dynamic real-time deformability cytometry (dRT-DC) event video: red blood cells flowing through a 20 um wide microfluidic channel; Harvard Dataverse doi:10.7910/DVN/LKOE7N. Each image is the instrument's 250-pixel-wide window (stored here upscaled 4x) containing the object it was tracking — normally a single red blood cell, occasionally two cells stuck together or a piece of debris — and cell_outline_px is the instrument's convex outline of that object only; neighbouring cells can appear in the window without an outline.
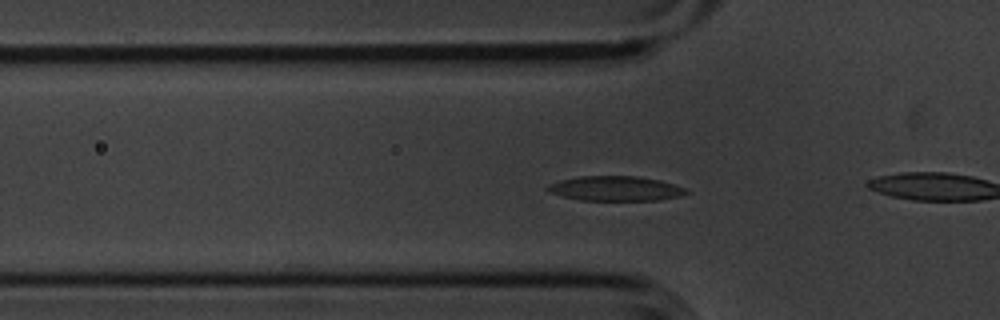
{"species": "common noctule bat (a hibernating species)", "species_latin": "Nyctalus noctula", "temperature_condition": "cold", "stored_images_in_passage": 55, "camera_frame_rate_fps": 3000, "um_per_image_px": 0.085, "animal": {"sex": "male", "body_mass_g": 20.1, "forearm_length_mm": 53.5}, "frame": {"image": 1, "passage_image": 16, "time_ms": 5.0, "image_size_px": [1000, 320], "cell_outline_px": [[688, 192], [680, 196], [656, 200], [580, 200], [564, 196], [552, 192], [544, 188], [548, 184], [560, 180], [580, 176], [640, 176], [660, 180], [684, 188]], "centroid_in_image_um": [52.3, 16.01], "position_along_channel_um": 73.5, "area_um2": 19.77}}
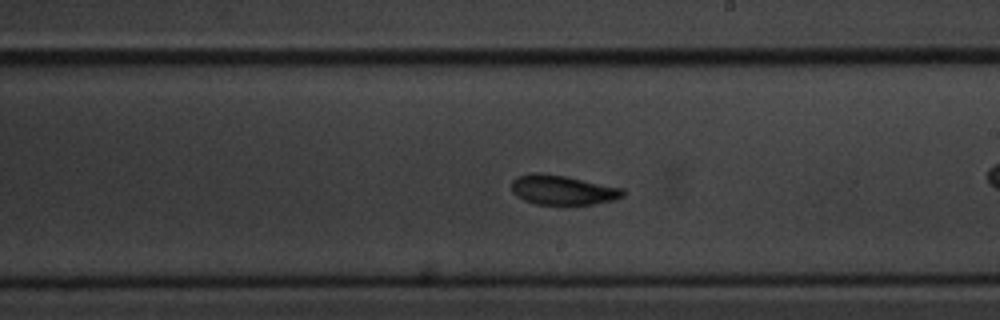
{"frame": {"image": 2, "passage_image": 30, "time_ms": 9.667, "image_size_px": [1000, 320], "cell_outline_px": [[624, 196], [612, 200], [592, 204], [568, 208], [536, 204], [524, 200], [516, 196], [512, 192], [512, 180], [516, 176], [528, 172], [540, 172], [568, 176], [624, 188]], "centroid_in_image_um": [47.8, 16.17], "position_along_channel_um": 241.2, "area_um2": 20.29}}
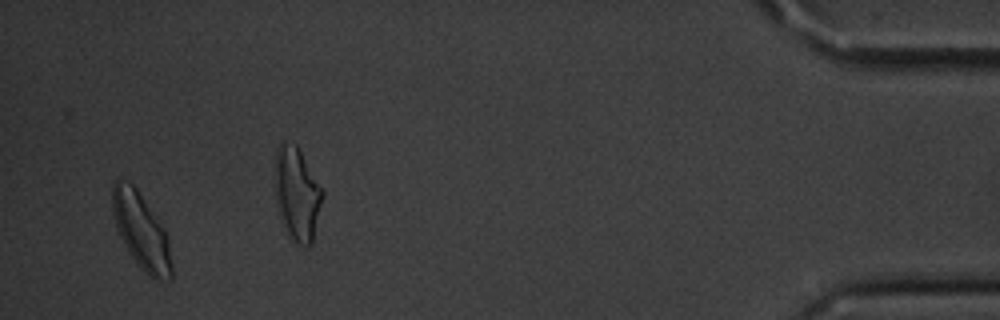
{"frame": {"image": 3, "passage_image": 52, "time_ms": 17.0, "image_size_px": [1000, 320], "cell_outline_px": [[172, 276], [160, 280], [156, 280], [148, 276], [140, 268], [128, 252], [116, 228], [112, 212], [112, 184], [120, 176], [132, 184], [136, 188], [164, 228], [168, 236], [172, 264]], "centroid_in_image_um": [11.98, 19.63], "position_along_channel_um": 423.2, "area_um2": 26.3}, "authors_computed_cell_mechanics": {"area_um2": 19.7676, "velocity_mm_per_s": 3.5795, "shape_relaxation_time_tau1_ms": 2.6823, "shape_relaxation_time_tau2_ms": 2.3612, "deformation_change_tau1": 0.1154, "deformation_change_tau2": 0.0873}}